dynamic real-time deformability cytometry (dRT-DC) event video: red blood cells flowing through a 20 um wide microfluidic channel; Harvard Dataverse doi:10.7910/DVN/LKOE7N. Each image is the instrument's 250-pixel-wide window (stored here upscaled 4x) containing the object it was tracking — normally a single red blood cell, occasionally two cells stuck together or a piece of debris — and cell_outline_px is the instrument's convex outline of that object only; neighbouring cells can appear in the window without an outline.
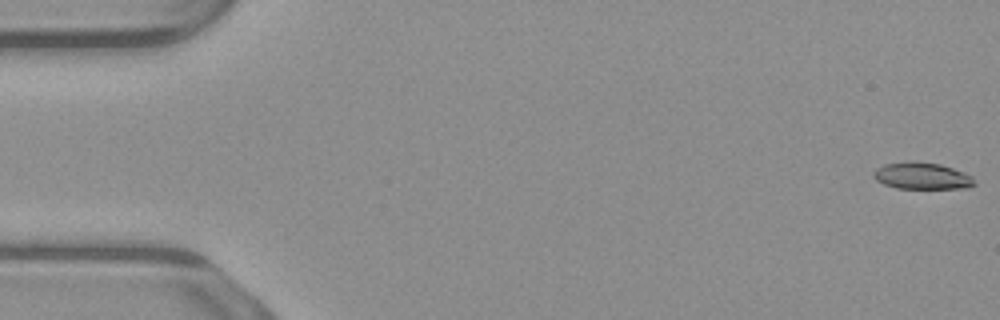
{"species": "common noctule bat (a hibernating species)", "species_latin": "Nyctalus noctula", "temperature_condition": "warm", "stored_images_in_passage": 53, "camera_frame_rate_fps": 3000, "um_per_image_px": 0.085, "animal": {"sex": "male", "body_mass_g": 23.1, "forearm_length_mm": 52.7}, "frame": {"image": 1, "passage_image": 1, "time_ms": 0.0, "image_size_px": [1000, 320], "cell_outline_px": [[976, 184], [968, 188], [896, 188], [884, 184], [876, 180], [872, 176], [872, 172], [876, 168], [884, 164], [940, 164], [964, 172], [972, 176]], "centroid_in_image_um": [78.39, 15.0], "position_along_channel_um": 6.6, "area_um2": 15.09}}
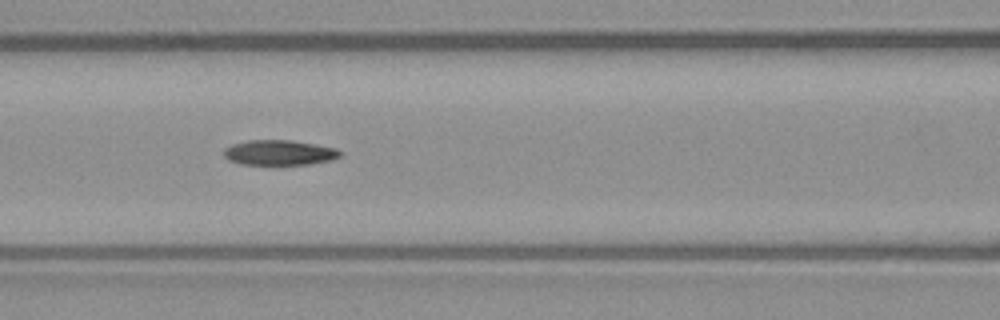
{"frame": {"image": 2, "passage_image": 23, "time_ms": 7.333, "image_size_px": [1000, 320], "cell_outline_px": [[344, 152], [340, 156], [332, 160], [308, 164], [276, 168], [240, 164], [228, 160], [224, 156], [224, 148], [232, 144], [248, 140], [292, 140], [316, 144], [336, 148]], "centroid_in_image_um": [23.73, 13.02], "position_along_channel_um": 142.9, "area_um2": 18.09}}
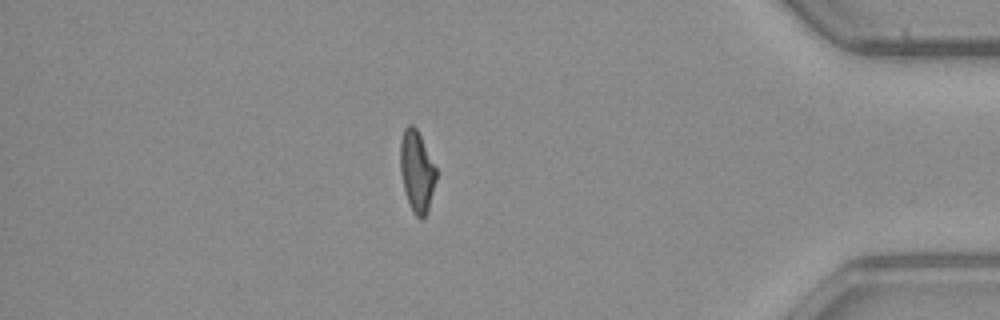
{"frame": {"image": 3, "passage_image": 46, "time_ms": 15.0, "image_size_px": [1000, 320], "cell_outline_px": [[436, 180], [428, 212], [420, 220], [412, 212], [404, 188], [400, 172], [400, 140], [404, 128], [408, 124], [412, 124], [416, 128], [436, 168]], "centroid_in_image_um": [35.42, 14.57], "position_along_channel_um": 399.8, "area_um2": 16.94}, "authors_computed_cell_mechanics": {"area_um2": 17.2244, "velocity_mm_per_s": 3.9068, "shape_relaxation_time_tau1_ms": null, "shape_relaxation_time_tau2_ms": 5.1205, "deformation_change_tau1": null, "deformation_change_tau2": 0.131}}